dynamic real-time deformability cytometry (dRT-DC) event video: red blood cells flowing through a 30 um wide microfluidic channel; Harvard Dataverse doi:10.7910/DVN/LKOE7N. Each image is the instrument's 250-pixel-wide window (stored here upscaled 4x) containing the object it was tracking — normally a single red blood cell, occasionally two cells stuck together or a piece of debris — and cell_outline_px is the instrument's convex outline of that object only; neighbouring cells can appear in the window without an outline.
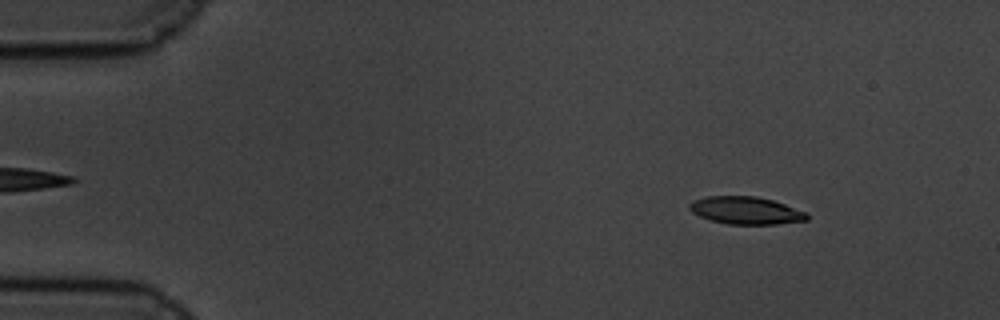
{"species": "common noctule bat (a hibernating species)", "species_latin": "Nyctalus noctula", "temperature_condition": "cold", "stored_images_in_passage": 59, "camera_frame_rate_fps": 3000, "um_per_image_px": 0.085, "animal": {"sex": "male", "body_mass_g": 19.5, "forearm_length_mm": 54.6}, "frame": {"image": 1, "passage_image": 7, "time_ms": 2.0, "image_size_px": [1000, 320], "cell_outline_px": [[808, 220], [776, 224], [728, 224], [712, 220], [700, 216], [692, 212], [688, 208], [688, 204], [692, 200], [708, 196], [756, 196], [772, 200], [808, 212]], "centroid_in_image_um": [63.4, 17.88], "position_along_channel_um": 21.6, "area_um2": 18.84}}
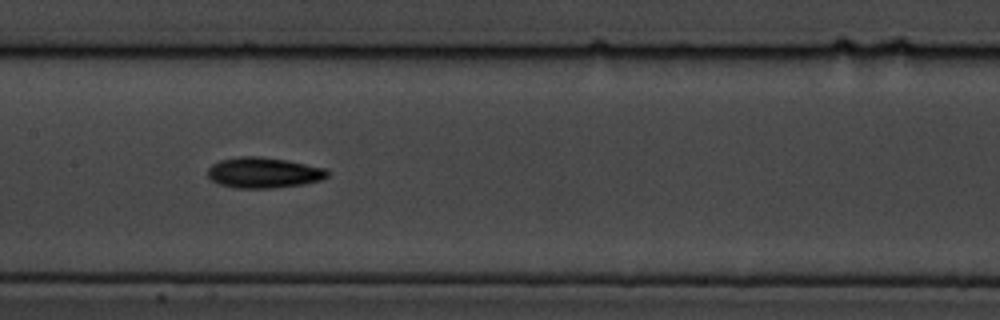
{"frame": {"image": 2, "passage_image": 29, "time_ms": 9.333, "image_size_px": [1000, 320], "cell_outline_px": [[328, 176], [320, 180], [304, 184], [272, 188], [232, 188], [220, 184], [212, 180], [208, 176], [208, 168], [212, 164], [220, 160], [240, 156], [260, 156], [288, 160], [324, 168], [328, 172]], "centroid_in_image_um": [22.39, 14.67], "position_along_channel_um": 185.0, "area_um2": 21.39}}
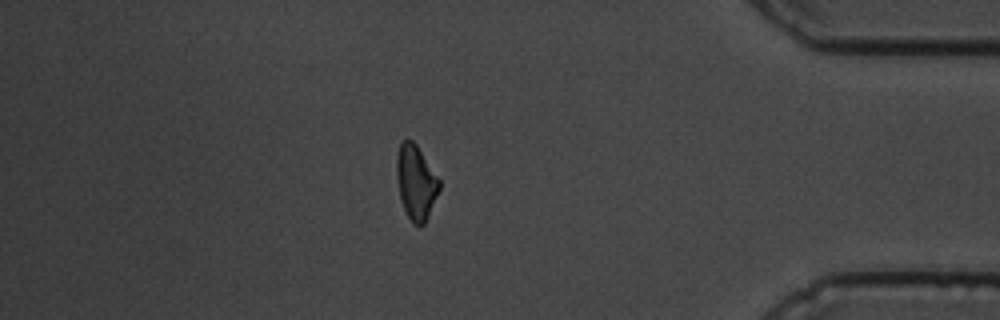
{"frame": {"image": 3, "passage_image": 51, "time_ms": 16.667, "image_size_px": [1000, 320], "cell_outline_px": [[440, 188], [428, 216], [424, 224], [412, 224], [404, 208], [400, 196], [396, 176], [396, 156], [400, 144], [404, 140], [412, 140], [416, 144], [440, 180]], "centroid_in_image_um": [35.34, 15.48], "position_along_channel_um": 399.9, "area_um2": 18.26}, "authors_computed_cell_mechanics": {"area_um2": 19.3052, "velocity_mm_per_s": 3.3875, "shape_relaxation_time_tau1_ms": 2.3468, "shape_relaxation_time_tau2_ms": null, "deformation_change_tau1": 0.1141, "deformation_change_tau2": null}}